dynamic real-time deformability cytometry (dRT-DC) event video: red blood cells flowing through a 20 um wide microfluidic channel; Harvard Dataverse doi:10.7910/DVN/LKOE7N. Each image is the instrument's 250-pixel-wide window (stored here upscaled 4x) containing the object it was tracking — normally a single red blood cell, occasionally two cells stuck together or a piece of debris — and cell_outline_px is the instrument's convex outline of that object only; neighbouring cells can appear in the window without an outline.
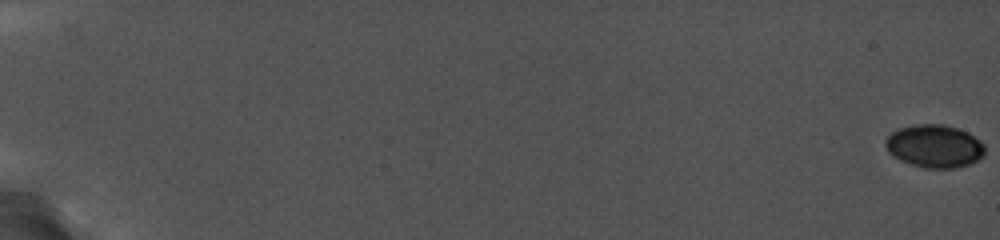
{"species": "common noctule bat (a hibernating species)", "species_latin": "Nyctalus noctula", "temperature_condition": "cold", "stored_images_in_passage": 32, "camera_frame_rate_fps": 5000, "um_per_image_px": 0.085, "animal": {"sex": "female", "body_mass_g": 19.0, "forearm_length_mm": 56.7}, "frame": {"image": 1, "passage_image": 1, "time_ms": 0.0, "image_size_px": [1000, 240], "cell_outline_px": [[984, 152], [972, 164], [956, 168], [924, 168], [900, 160], [892, 156], [888, 152], [884, 144], [884, 140], [892, 132], [900, 128], [916, 124], [944, 124], [968, 132], [980, 140], [984, 144]], "centroid_in_image_um": [79.41, 12.42], "position_along_channel_um": 5.6, "area_um2": 24.91}}
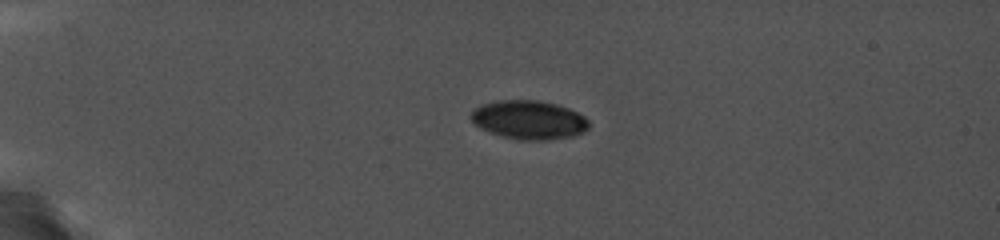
{"frame": {"image": 2, "passage_image": 23, "time_ms": 5.4, "image_size_px": [1000, 240], "cell_outline_px": [[588, 128], [584, 132], [572, 136], [540, 140], [504, 136], [480, 128], [472, 120], [472, 108], [480, 104], [496, 100], [536, 100], [556, 104], [568, 108], [584, 116], [588, 120]], "centroid_in_image_um": [44.95, 10.15], "position_along_channel_um": 40.0, "area_um2": 26.13}}